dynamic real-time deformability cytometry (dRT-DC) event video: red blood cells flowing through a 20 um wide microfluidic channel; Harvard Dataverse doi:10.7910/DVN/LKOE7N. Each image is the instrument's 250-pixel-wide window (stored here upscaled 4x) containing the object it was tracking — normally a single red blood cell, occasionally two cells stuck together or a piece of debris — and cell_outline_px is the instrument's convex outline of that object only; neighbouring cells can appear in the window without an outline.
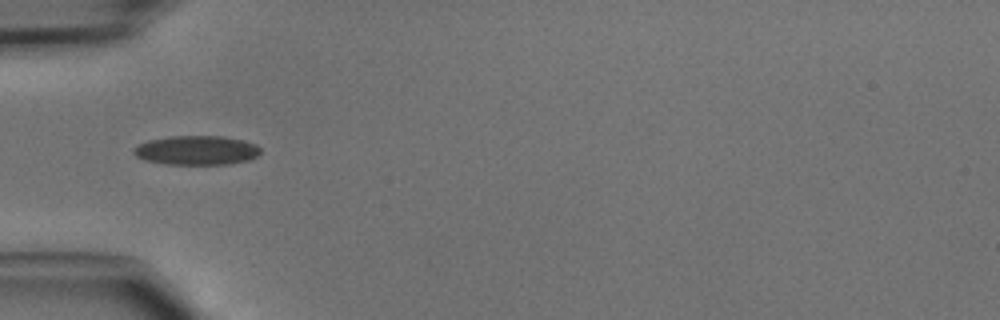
{"species": "common noctule bat (a hibernating species)", "species_latin": "Nyctalus noctula", "temperature_condition": "cold", "stored_images_in_passage": 19, "camera_frame_rate_fps": 3000, "um_per_image_px": 0.085, "animal": {"sex": "male", "body_mass_g": 15.6}, "frame": {"image": 1, "passage_image": 1, "time_ms": 0.0, "image_size_px": [1000, 320], "cell_outline_px": [[260, 152], [256, 156], [248, 160], [228, 164], [164, 164], [144, 160], [136, 156], [132, 152], [132, 148], [148, 140], [168, 136], [224, 136], [244, 140], [256, 144], [260, 148]], "centroid_in_image_um": [16.69, 12.77], "position_along_channel_um": 68.3, "area_um2": 21.73}}
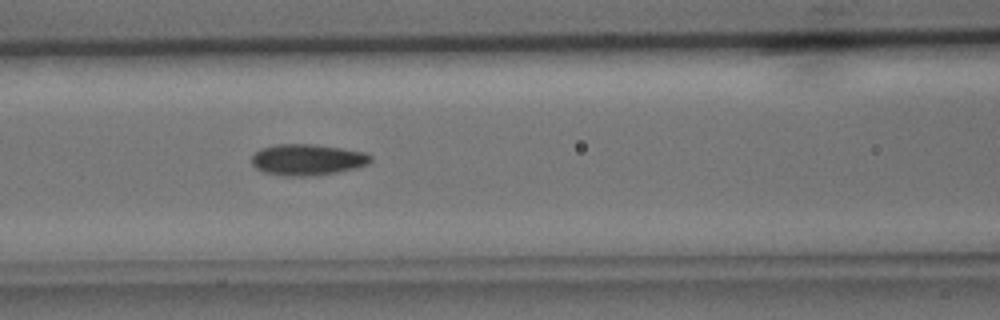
{"frame": {"image": 2, "passage_image": 6, "time_ms": 1.667, "image_size_px": [1000, 320], "cell_outline_px": [[372, 160], [368, 164], [356, 168], [336, 172], [304, 176], [284, 176], [264, 172], [256, 168], [252, 164], [252, 156], [260, 148], [276, 144], [316, 144], [344, 148], [364, 152], [372, 156]], "centroid_in_image_um": [26.13, 13.56], "position_along_channel_um": 140.5, "area_um2": 21.68}}
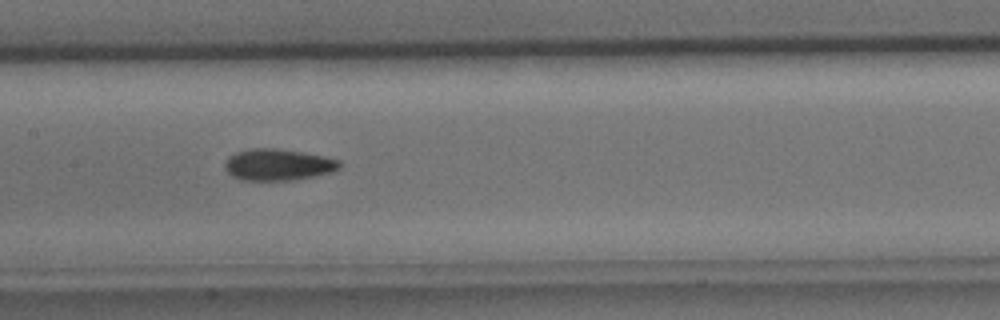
{"frame": {"image": 3, "passage_image": 9, "time_ms": 2.667, "image_size_px": [1000, 320], "cell_outline_px": [[340, 168], [332, 172], [316, 176], [292, 180], [244, 180], [232, 176], [224, 168], [224, 164], [228, 156], [236, 152], [252, 148], [276, 148], [304, 152], [324, 156], [340, 160]], "centroid_in_image_um": [23.64, 13.99], "position_along_channel_um": 183.8, "area_um2": 21.21}}